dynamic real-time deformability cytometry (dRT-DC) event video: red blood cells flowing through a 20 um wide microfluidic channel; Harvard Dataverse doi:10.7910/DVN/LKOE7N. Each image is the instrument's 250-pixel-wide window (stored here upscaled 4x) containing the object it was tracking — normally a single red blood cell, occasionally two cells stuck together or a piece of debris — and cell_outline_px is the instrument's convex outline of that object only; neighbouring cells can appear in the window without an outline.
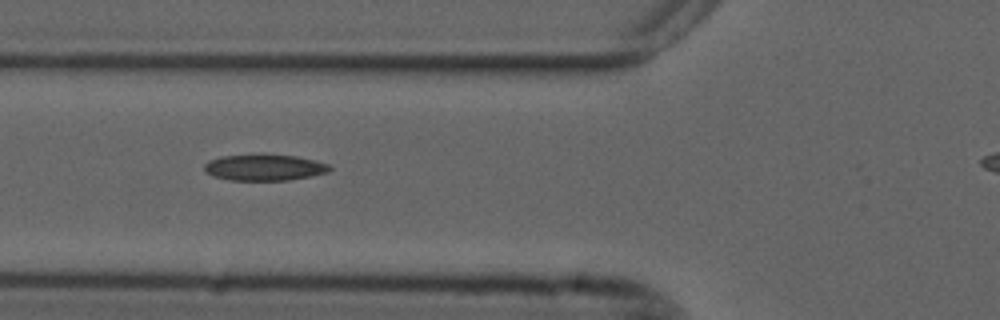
{"species": "common noctule bat (a hibernating species)", "species_latin": "Nyctalus noctula", "temperature_condition": "cold", "stored_images_in_passage": 32, "camera_frame_rate_fps": 3000, "um_per_image_px": 0.085, "animal": {"sex": "male", "forearm_length_mm": 52.5}, "frame": {"image": 1, "passage_image": 3, "time_ms": 0.667, "image_size_px": [1000, 320], "cell_outline_px": [[332, 168], [328, 172], [288, 180], [232, 180], [212, 176], [204, 172], [204, 164], [208, 160], [220, 156], [260, 152], [264, 152], [296, 156], [316, 160], [328, 164]], "centroid_in_image_um": [22.42, 14.19], "position_along_channel_um": 103.4, "area_um2": 19.83}}
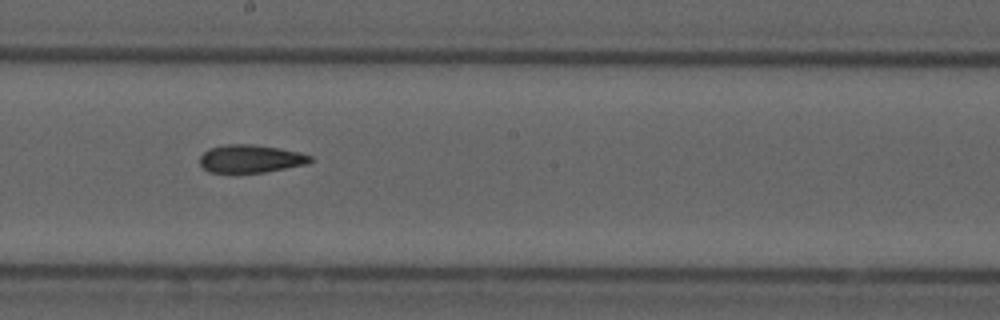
{"frame": {"image": 2, "passage_image": 13, "time_ms": 4.0, "image_size_px": [1000, 320], "cell_outline_px": [[312, 160], [308, 164], [264, 172], [208, 172], [200, 164], [200, 156], [208, 148], [228, 144], [252, 144], [280, 148], [300, 152], [312, 156]], "centroid_in_image_um": [21.31, 13.48], "position_along_channel_um": 226.9, "area_um2": 17.98}}
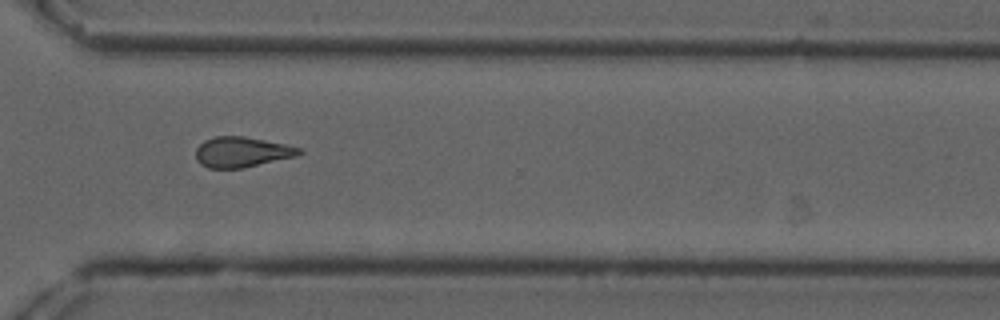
{"frame": {"image": 3, "passage_image": 23, "time_ms": 7.333, "image_size_px": [1000, 320], "cell_outline_px": [[304, 152], [296, 156], [244, 168], [208, 168], [200, 164], [196, 160], [196, 148], [204, 140], [216, 136], [244, 136], [284, 144], [300, 148]], "centroid_in_image_um": [20.53, 12.93], "position_along_channel_um": 350.1, "area_um2": 18.26}}